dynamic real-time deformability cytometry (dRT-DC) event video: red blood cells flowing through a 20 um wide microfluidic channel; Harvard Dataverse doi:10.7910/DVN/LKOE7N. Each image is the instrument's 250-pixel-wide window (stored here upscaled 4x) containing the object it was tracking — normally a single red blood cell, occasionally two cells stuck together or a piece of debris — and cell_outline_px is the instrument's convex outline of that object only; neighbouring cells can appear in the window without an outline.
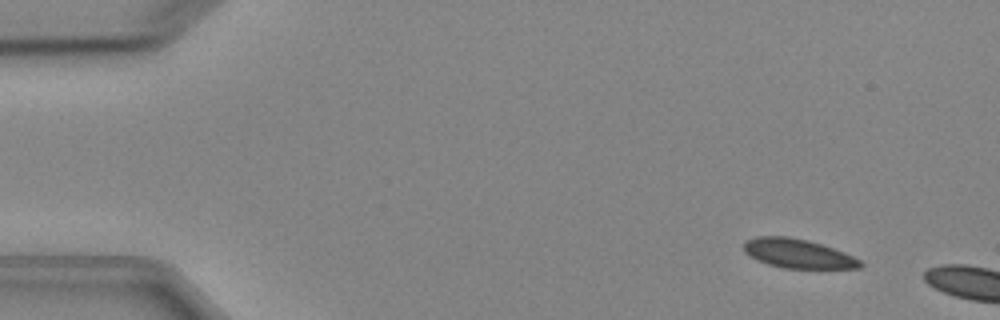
{"species": "Egyptian fruit bat (a non-hibernating species)", "species_latin": "Rousettus aegyptiacus", "temperature_condition": "cold", "stored_images_in_passage": 4, "camera_frame_rate_fps": 3000, "um_per_image_px": 0.085, "animal": {"sex": "female"}, "frame": {"image": 1, "passage_image": 2, "time_ms": 1.0, "image_size_px": [1000, 320], "cell_outline_px": [[864, 264], [860, 268], [784, 268], [768, 264], [756, 260], [744, 252], [744, 240], [756, 236], [788, 236], [808, 240], [844, 252], [860, 260]], "centroid_in_image_um": [67.78, 21.54], "position_along_channel_um": 17.2, "area_um2": 19.77}}